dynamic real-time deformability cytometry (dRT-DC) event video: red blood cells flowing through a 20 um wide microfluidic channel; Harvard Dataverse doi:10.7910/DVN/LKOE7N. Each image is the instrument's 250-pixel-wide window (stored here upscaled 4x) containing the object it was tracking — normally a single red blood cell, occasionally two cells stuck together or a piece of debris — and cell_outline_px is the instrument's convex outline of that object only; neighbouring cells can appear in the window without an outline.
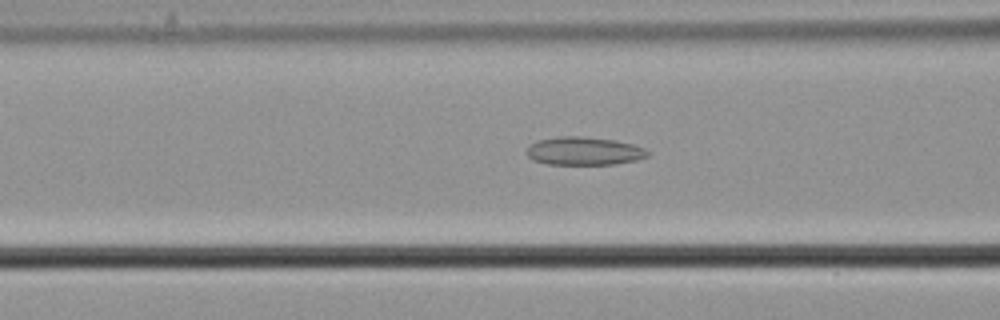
{"species": "common noctule bat (a hibernating species)", "species_latin": "Nyctalus noctula", "temperature_condition": "cold", "stored_images_in_passage": 47, "camera_frame_rate_fps": 3000, "um_per_image_px": 0.085, "animal": {"sex": "male", "body_mass_g": 21.5, "forearm_length_mm": 52.0}, "frame": {"image": 1, "passage_image": 14, "time_ms": 4.333, "image_size_px": [1000, 320], "cell_outline_px": [[648, 156], [636, 160], [616, 164], [548, 164], [532, 160], [524, 152], [536, 140], [560, 136], [580, 136], [616, 140], [632, 144], [644, 148], [648, 152]], "centroid_in_image_um": [49.62, 12.83], "position_along_channel_um": 117.0, "area_um2": 19.88}}
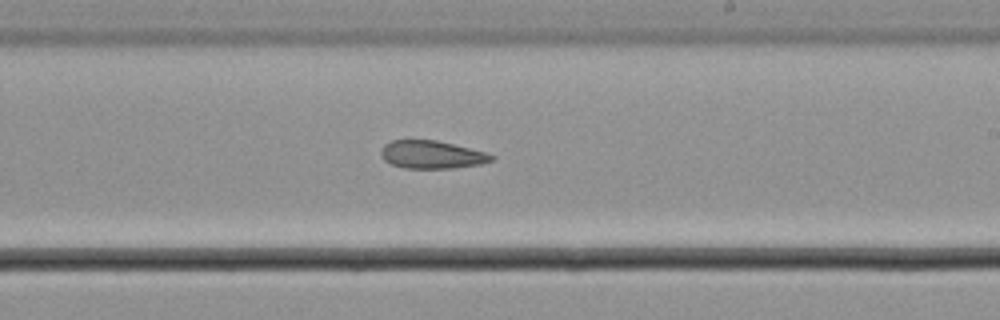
{"frame": {"image": 2, "passage_image": 25, "time_ms": 8.0, "image_size_px": [1000, 320], "cell_outline_px": [[496, 156], [492, 160], [480, 164], [456, 168], [404, 168], [392, 164], [384, 160], [380, 156], [380, 148], [384, 144], [392, 140], [436, 140], [484, 152]], "centroid_in_image_um": [36.65, 13.14], "position_along_channel_um": 252.4, "area_um2": 17.92}}
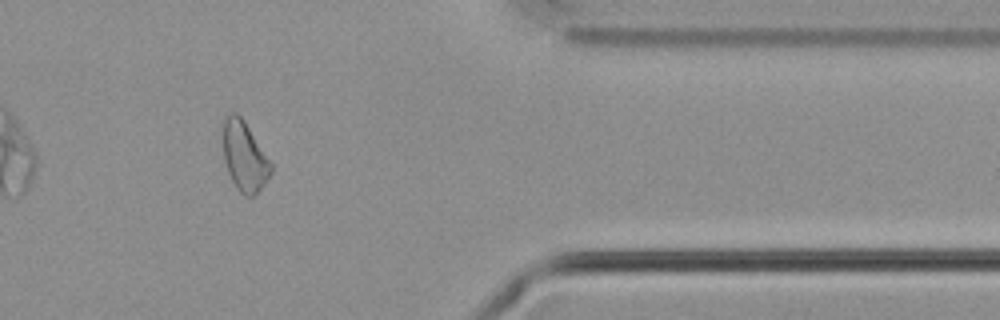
{"frame": {"image": 3, "passage_image": 38, "time_ms": 12.333, "image_size_px": [1000, 320], "cell_outline_px": [[272, 172], [264, 184], [252, 196], [244, 196], [236, 188], [228, 172], [224, 160], [224, 116], [228, 112], [236, 112], [244, 120], [272, 164]], "centroid_in_image_um": [20.77, 13.28], "position_along_channel_um": 390.6, "area_um2": 19.19}}